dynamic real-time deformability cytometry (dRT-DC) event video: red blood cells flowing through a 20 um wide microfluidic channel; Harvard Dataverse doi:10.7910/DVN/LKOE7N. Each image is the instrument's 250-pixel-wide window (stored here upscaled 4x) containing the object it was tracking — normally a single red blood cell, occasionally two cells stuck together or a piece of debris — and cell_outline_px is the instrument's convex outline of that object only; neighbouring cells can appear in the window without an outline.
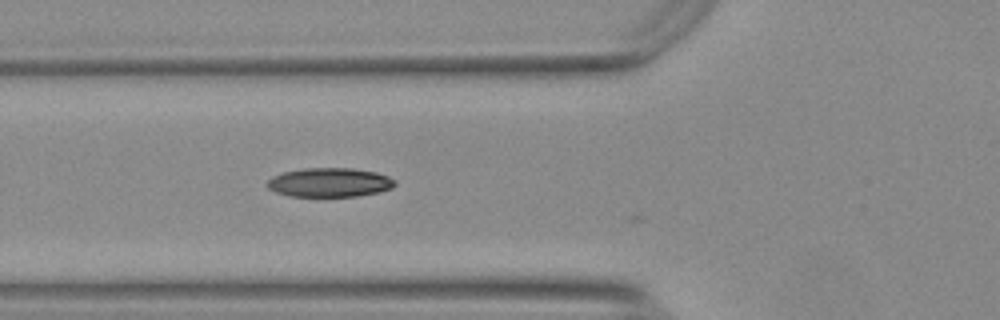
{"species": "Egyptian fruit bat (a non-hibernating species)", "species_latin": "Rousettus aegyptiacus", "temperature_condition": "warm", "stored_images_in_passage": 14, "camera_frame_rate_fps": 3000, "um_per_image_px": 0.085, "animal": {"sex": "female"}, "frame": {"image": 1, "passage_image": 3, "time_ms": 0.667, "image_size_px": [1000, 320], "cell_outline_px": [[396, 184], [392, 188], [380, 192], [356, 196], [292, 196], [276, 192], [268, 188], [268, 180], [272, 176], [284, 172], [304, 168], [352, 168], [376, 172], [388, 176], [396, 180]], "centroid_in_image_um": [28.05, 15.5], "position_along_channel_um": 97.7, "area_um2": 21.62}}
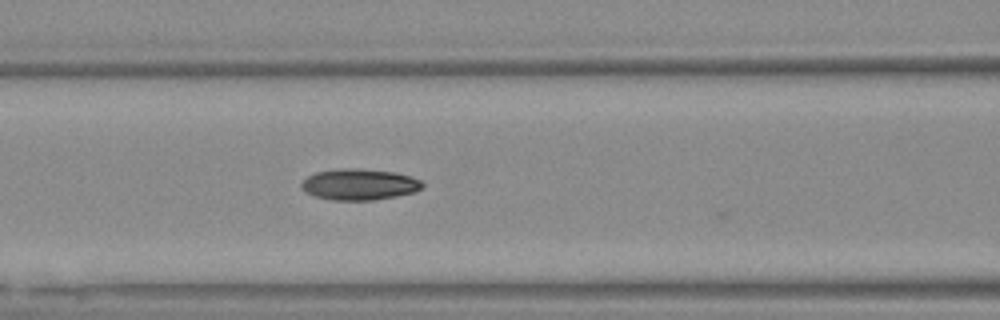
{"frame": {"image": 2, "passage_image": 6, "time_ms": 1.667, "image_size_px": [1000, 320], "cell_outline_px": [[424, 188], [412, 192], [396, 196], [372, 200], [332, 200], [316, 196], [308, 192], [300, 184], [308, 176], [316, 172], [340, 168], [356, 168], [396, 172], [412, 176], [420, 180], [424, 184]], "centroid_in_image_um": [30.59, 15.66], "position_along_channel_um": 136.0, "area_um2": 21.85}}
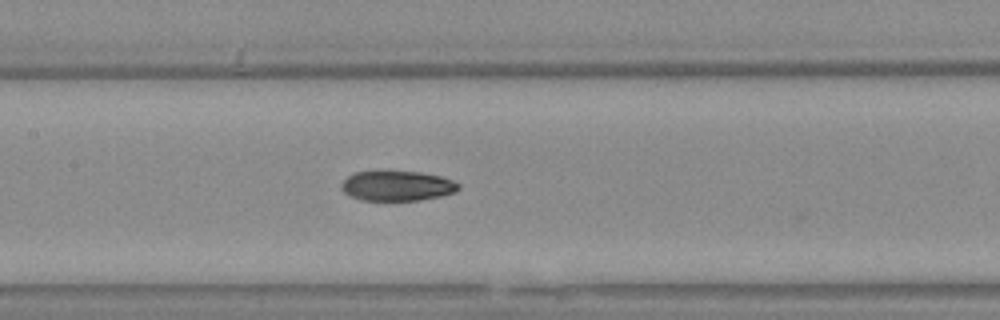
{"frame": {"image": 3, "passage_image": 9, "time_ms": 2.667, "image_size_px": [1000, 320], "cell_outline_px": [[460, 188], [456, 192], [440, 196], [420, 200], [360, 200], [344, 192], [340, 184], [348, 176], [356, 172], [420, 172], [440, 176], [452, 180], [460, 184]], "centroid_in_image_um": [33.78, 15.8], "position_along_channel_um": 173.6, "area_um2": 20.23}}